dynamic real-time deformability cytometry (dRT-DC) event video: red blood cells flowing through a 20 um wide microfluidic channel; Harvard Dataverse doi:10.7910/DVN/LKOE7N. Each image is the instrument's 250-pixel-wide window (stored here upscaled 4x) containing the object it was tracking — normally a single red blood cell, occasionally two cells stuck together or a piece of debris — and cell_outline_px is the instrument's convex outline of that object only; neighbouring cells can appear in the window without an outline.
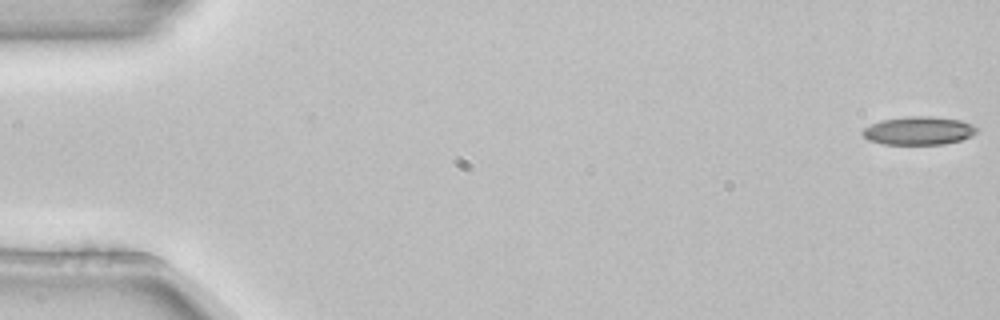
{"species": "common noctule bat (a hibernating species)", "species_latin": "Nyctalus noctula", "temperature_condition": "room temperature", "stored_images_in_passage": 4, "camera_frame_rate_fps": 3000, "um_per_image_px": 0.085, "animal": {"sex": "female", "body_mass_g": 22.7, "forearm_length_mm": 54.2}, "frame": {"image": 1, "passage_image": 1, "time_ms": 0.0, "image_size_px": [1000, 320], "cell_outline_px": [[980, 128], [972, 136], [960, 140], [944, 144], [884, 144], [868, 140], [860, 132], [864, 128], [880, 120], [904, 116], [932, 116], [960, 120], [972, 124]], "centroid_in_image_um": [78.09, 11.1], "position_along_channel_um": 6.9, "area_um2": 18.96}}
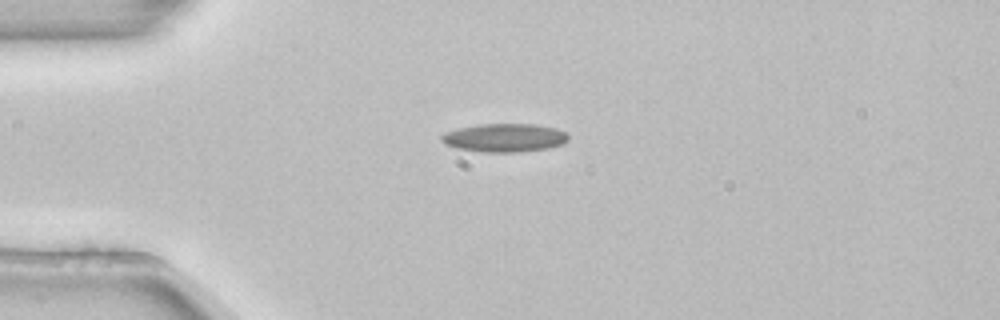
{"frame": {"image": 2, "passage_image": 3, "time_ms": 0.667, "image_size_px": [1000, 320], "cell_outline_px": [[568, 140], [564, 144], [548, 148], [516, 152], [484, 152], [456, 148], [444, 144], [440, 140], [440, 136], [444, 132], [456, 128], [476, 124], [536, 124], [556, 128], [564, 132], [568, 136]], "centroid_in_image_um": [42.84, 11.7], "position_along_channel_um": 42.2, "area_um2": 21.21}}